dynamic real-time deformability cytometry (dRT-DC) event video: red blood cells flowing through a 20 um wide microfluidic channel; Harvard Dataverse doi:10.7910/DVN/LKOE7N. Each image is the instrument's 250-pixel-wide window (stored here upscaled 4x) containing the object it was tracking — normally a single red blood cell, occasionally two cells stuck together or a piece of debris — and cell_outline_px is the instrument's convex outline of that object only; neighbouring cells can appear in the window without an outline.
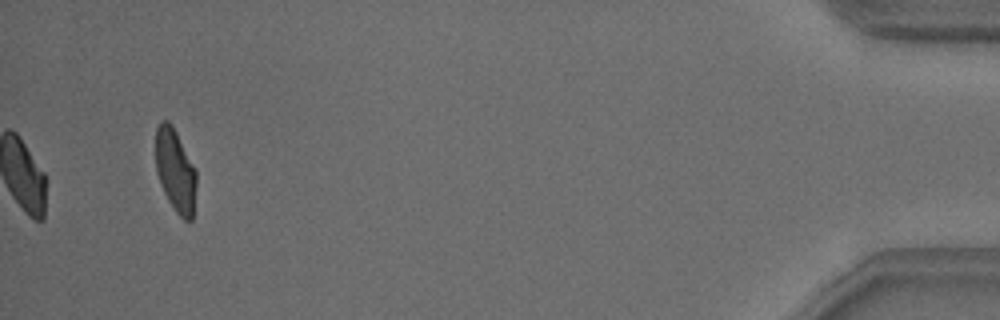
{"species": "common noctule bat (a hibernating species)", "species_latin": "Nyctalus noctula", "temperature_condition": "warm", "stored_images_in_passage": 39, "camera_frame_rate_fps": 3000, "um_per_image_px": 0.085, "animal": {"sex": "male", "body_mass_g": 18.8}, "frame": {"image": 1, "passage_image": 39, "time_ms": 12.667, "image_size_px": [1000, 320], "cell_outline_px": [[196, 184], [192, 220], [184, 220], [176, 212], [168, 200], [164, 192], [156, 172], [156, 128], [160, 120], [168, 120], [172, 124], [196, 168]], "centroid_in_image_um": [14.91, 14.46], "position_along_channel_um": 420.3, "area_um2": 19.77}, "authors_computed_cell_mechanics": {"area_um2": 21.3282, "velocity_mm_per_s": 3.828, "shape_relaxation_time_tau1_ms": 3.7151, "shape_relaxation_time_tau2_ms": 0.8748, "deformation_change_tau1": 0.1389, "deformation_change_tau2": 0.0451}}